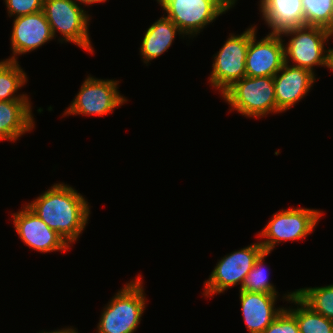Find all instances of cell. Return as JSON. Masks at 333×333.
I'll use <instances>...</instances> for the list:
<instances>
[{"mask_svg": "<svg viewBox=\"0 0 333 333\" xmlns=\"http://www.w3.org/2000/svg\"><path fill=\"white\" fill-rule=\"evenodd\" d=\"M280 35L289 38L287 43L283 39L286 64L309 70L315 75V66L329 69L330 48L327 45L333 37L332 32L304 25L284 30Z\"/></svg>", "mask_w": 333, "mask_h": 333, "instance_id": "3", "label": "cell"}, {"mask_svg": "<svg viewBox=\"0 0 333 333\" xmlns=\"http://www.w3.org/2000/svg\"><path fill=\"white\" fill-rule=\"evenodd\" d=\"M158 4L160 5L164 0H156Z\"/></svg>", "mask_w": 333, "mask_h": 333, "instance_id": "30", "label": "cell"}, {"mask_svg": "<svg viewBox=\"0 0 333 333\" xmlns=\"http://www.w3.org/2000/svg\"><path fill=\"white\" fill-rule=\"evenodd\" d=\"M257 31V26L254 24L240 34L229 33L223 46L213 55L208 83L215 91L218 90L220 96L235 82L246 76L247 49Z\"/></svg>", "mask_w": 333, "mask_h": 333, "instance_id": "7", "label": "cell"}, {"mask_svg": "<svg viewBox=\"0 0 333 333\" xmlns=\"http://www.w3.org/2000/svg\"><path fill=\"white\" fill-rule=\"evenodd\" d=\"M262 333H300L296 318L286 309Z\"/></svg>", "mask_w": 333, "mask_h": 333, "instance_id": "25", "label": "cell"}, {"mask_svg": "<svg viewBox=\"0 0 333 333\" xmlns=\"http://www.w3.org/2000/svg\"><path fill=\"white\" fill-rule=\"evenodd\" d=\"M71 1H73L75 4H78V5H80V6H82V4H83V8H84V6L86 7H88V6H92L93 4H97V3H105L107 0H71Z\"/></svg>", "mask_w": 333, "mask_h": 333, "instance_id": "27", "label": "cell"}, {"mask_svg": "<svg viewBox=\"0 0 333 333\" xmlns=\"http://www.w3.org/2000/svg\"><path fill=\"white\" fill-rule=\"evenodd\" d=\"M120 81L114 79H99L87 75L71 104L63 112L64 116H104L128 101L120 94Z\"/></svg>", "mask_w": 333, "mask_h": 333, "instance_id": "8", "label": "cell"}, {"mask_svg": "<svg viewBox=\"0 0 333 333\" xmlns=\"http://www.w3.org/2000/svg\"><path fill=\"white\" fill-rule=\"evenodd\" d=\"M27 82V73L21 67L19 61L7 59L0 61V101L31 99L24 92L22 94L18 93Z\"/></svg>", "mask_w": 333, "mask_h": 333, "instance_id": "20", "label": "cell"}, {"mask_svg": "<svg viewBox=\"0 0 333 333\" xmlns=\"http://www.w3.org/2000/svg\"><path fill=\"white\" fill-rule=\"evenodd\" d=\"M43 12L54 38L60 34L59 43L70 42L90 54L95 52L89 33L92 17L83 6L71 0H43Z\"/></svg>", "mask_w": 333, "mask_h": 333, "instance_id": "5", "label": "cell"}, {"mask_svg": "<svg viewBox=\"0 0 333 333\" xmlns=\"http://www.w3.org/2000/svg\"><path fill=\"white\" fill-rule=\"evenodd\" d=\"M279 295L239 290L243 322L249 333H262L285 307L275 306Z\"/></svg>", "mask_w": 333, "mask_h": 333, "instance_id": "15", "label": "cell"}, {"mask_svg": "<svg viewBox=\"0 0 333 333\" xmlns=\"http://www.w3.org/2000/svg\"><path fill=\"white\" fill-rule=\"evenodd\" d=\"M323 210L303 207L280 209L272 214L263 229L258 232L264 251L272 252L281 242L303 240L313 233L321 220ZM265 239V240H264Z\"/></svg>", "mask_w": 333, "mask_h": 333, "instance_id": "6", "label": "cell"}, {"mask_svg": "<svg viewBox=\"0 0 333 333\" xmlns=\"http://www.w3.org/2000/svg\"><path fill=\"white\" fill-rule=\"evenodd\" d=\"M229 112L236 111L246 118L261 119L277 114L273 77H247L235 82L222 95Z\"/></svg>", "mask_w": 333, "mask_h": 333, "instance_id": "4", "label": "cell"}, {"mask_svg": "<svg viewBox=\"0 0 333 333\" xmlns=\"http://www.w3.org/2000/svg\"><path fill=\"white\" fill-rule=\"evenodd\" d=\"M20 211L12 214L13 225L25 245L40 253L66 252L71 247L64 239L23 204Z\"/></svg>", "mask_w": 333, "mask_h": 333, "instance_id": "11", "label": "cell"}, {"mask_svg": "<svg viewBox=\"0 0 333 333\" xmlns=\"http://www.w3.org/2000/svg\"><path fill=\"white\" fill-rule=\"evenodd\" d=\"M10 17H18L43 10V0H3Z\"/></svg>", "mask_w": 333, "mask_h": 333, "instance_id": "24", "label": "cell"}, {"mask_svg": "<svg viewBox=\"0 0 333 333\" xmlns=\"http://www.w3.org/2000/svg\"><path fill=\"white\" fill-rule=\"evenodd\" d=\"M258 5L261 20L271 30L269 33L280 34L305 25L302 0H259Z\"/></svg>", "mask_w": 333, "mask_h": 333, "instance_id": "17", "label": "cell"}, {"mask_svg": "<svg viewBox=\"0 0 333 333\" xmlns=\"http://www.w3.org/2000/svg\"><path fill=\"white\" fill-rule=\"evenodd\" d=\"M31 99L0 101V141H16L35 128Z\"/></svg>", "mask_w": 333, "mask_h": 333, "instance_id": "16", "label": "cell"}, {"mask_svg": "<svg viewBox=\"0 0 333 333\" xmlns=\"http://www.w3.org/2000/svg\"><path fill=\"white\" fill-rule=\"evenodd\" d=\"M25 205L50 229L55 230L71 247L85 230L91 206L74 187L64 182L54 183Z\"/></svg>", "mask_w": 333, "mask_h": 333, "instance_id": "1", "label": "cell"}, {"mask_svg": "<svg viewBox=\"0 0 333 333\" xmlns=\"http://www.w3.org/2000/svg\"><path fill=\"white\" fill-rule=\"evenodd\" d=\"M286 309L296 318L300 333H333V321L310 308L294 291L286 292L282 296Z\"/></svg>", "mask_w": 333, "mask_h": 333, "instance_id": "19", "label": "cell"}, {"mask_svg": "<svg viewBox=\"0 0 333 333\" xmlns=\"http://www.w3.org/2000/svg\"><path fill=\"white\" fill-rule=\"evenodd\" d=\"M305 25L321 27L333 33V0H302Z\"/></svg>", "mask_w": 333, "mask_h": 333, "instance_id": "23", "label": "cell"}, {"mask_svg": "<svg viewBox=\"0 0 333 333\" xmlns=\"http://www.w3.org/2000/svg\"><path fill=\"white\" fill-rule=\"evenodd\" d=\"M329 70L333 72V47H330Z\"/></svg>", "mask_w": 333, "mask_h": 333, "instance_id": "29", "label": "cell"}, {"mask_svg": "<svg viewBox=\"0 0 333 333\" xmlns=\"http://www.w3.org/2000/svg\"><path fill=\"white\" fill-rule=\"evenodd\" d=\"M222 2L229 10L236 6L238 0H219Z\"/></svg>", "mask_w": 333, "mask_h": 333, "instance_id": "28", "label": "cell"}, {"mask_svg": "<svg viewBox=\"0 0 333 333\" xmlns=\"http://www.w3.org/2000/svg\"><path fill=\"white\" fill-rule=\"evenodd\" d=\"M295 293L315 312L333 321V283L295 289Z\"/></svg>", "mask_w": 333, "mask_h": 333, "instance_id": "21", "label": "cell"}, {"mask_svg": "<svg viewBox=\"0 0 333 333\" xmlns=\"http://www.w3.org/2000/svg\"><path fill=\"white\" fill-rule=\"evenodd\" d=\"M10 35L12 54L7 60L18 61L17 56L30 53L55 40L43 10L13 19Z\"/></svg>", "mask_w": 333, "mask_h": 333, "instance_id": "12", "label": "cell"}, {"mask_svg": "<svg viewBox=\"0 0 333 333\" xmlns=\"http://www.w3.org/2000/svg\"><path fill=\"white\" fill-rule=\"evenodd\" d=\"M147 302L143 278L138 274L103 306L95 333H135Z\"/></svg>", "mask_w": 333, "mask_h": 333, "instance_id": "2", "label": "cell"}, {"mask_svg": "<svg viewBox=\"0 0 333 333\" xmlns=\"http://www.w3.org/2000/svg\"><path fill=\"white\" fill-rule=\"evenodd\" d=\"M38 333V332H37ZM39 333H80L78 332L77 328H74L73 326H68L65 328H60V329H54V330H51V331H40Z\"/></svg>", "mask_w": 333, "mask_h": 333, "instance_id": "26", "label": "cell"}, {"mask_svg": "<svg viewBox=\"0 0 333 333\" xmlns=\"http://www.w3.org/2000/svg\"><path fill=\"white\" fill-rule=\"evenodd\" d=\"M176 35L185 38L184 33L165 15L153 22L145 31L140 51L141 60L147 66L172 46Z\"/></svg>", "mask_w": 333, "mask_h": 333, "instance_id": "18", "label": "cell"}, {"mask_svg": "<svg viewBox=\"0 0 333 333\" xmlns=\"http://www.w3.org/2000/svg\"><path fill=\"white\" fill-rule=\"evenodd\" d=\"M271 252L263 251L257 258L251 271L247 274L246 280L241 290L248 292H261L279 295L274 283L269 280V265H266L265 259Z\"/></svg>", "mask_w": 333, "mask_h": 333, "instance_id": "22", "label": "cell"}, {"mask_svg": "<svg viewBox=\"0 0 333 333\" xmlns=\"http://www.w3.org/2000/svg\"><path fill=\"white\" fill-rule=\"evenodd\" d=\"M277 103V114L285 113L304 99L312 90L316 75L309 70L294 67L286 63L273 76Z\"/></svg>", "mask_w": 333, "mask_h": 333, "instance_id": "14", "label": "cell"}, {"mask_svg": "<svg viewBox=\"0 0 333 333\" xmlns=\"http://www.w3.org/2000/svg\"><path fill=\"white\" fill-rule=\"evenodd\" d=\"M255 34L247 49V77H273L285 63L284 43L280 34L268 33L257 40Z\"/></svg>", "mask_w": 333, "mask_h": 333, "instance_id": "13", "label": "cell"}, {"mask_svg": "<svg viewBox=\"0 0 333 333\" xmlns=\"http://www.w3.org/2000/svg\"><path fill=\"white\" fill-rule=\"evenodd\" d=\"M264 251L259 241L223 256L204 281L202 295L211 298L223 294L228 289L240 285L242 289L247 274L253 268L257 258Z\"/></svg>", "mask_w": 333, "mask_h": 333, "instance_id": "9", "label": "cell"}, {"mask_svg": "<svg viewBox=\"0 0 333 333\" xmlns=\"http://www.w3.org/2000/svg\"><path fill=\"white\" fill-rule=\"evenodd\" d=\"M169 18L188 38L200 34L207 25L229 9L219 0H164L160 5Z\"/></svg>", "mask_w": 333, "mask_h": 333, "instance_id": "10", "label": "cell"}]
</instances>
